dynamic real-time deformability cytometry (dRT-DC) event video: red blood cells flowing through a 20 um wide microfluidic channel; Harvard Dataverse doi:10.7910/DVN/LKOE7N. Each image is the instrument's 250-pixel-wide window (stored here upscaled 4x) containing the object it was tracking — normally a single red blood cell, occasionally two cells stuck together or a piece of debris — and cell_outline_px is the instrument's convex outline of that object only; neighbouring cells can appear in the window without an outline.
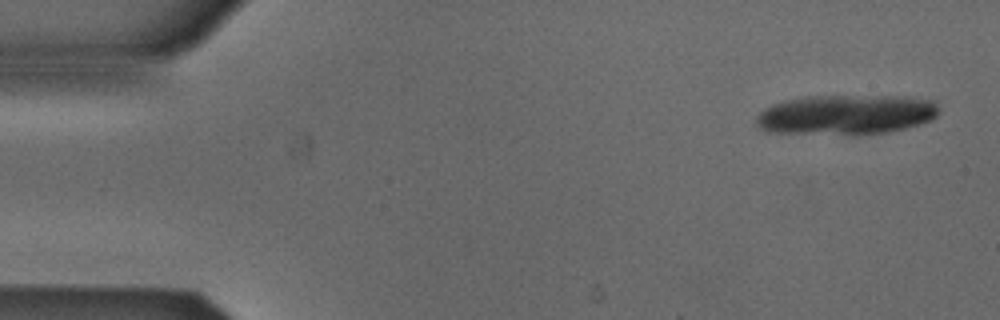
{"species": "Egyptian fruit bat (a non-hibernating species)", "species_latin": "Rousettus aegyptiacus", "temperature_condition": "cold", "stored_images_in_passage": 5, "segment_of_instrument_passage": [1, 2], "camera_frame_rate_fps": 3000, "um_per_image_px": 0.085, "animal": {"sex": "male"}, "frame": {"image": 1, "passage_image": 1, "time_ms": 0.0, "image_size_px": [1000, 320], "cell_outline_px": [[940, 112], [932, 120], [920, 124], [888, 132], [856, 136], [852, 136], [764, 132], [756, 128], [756, 116], [764, 108], [772, 104], [788, 100], [808, 96], [896, 96], [932, 100], [936, 104]], "centroid_in_image_um": [71.86, 9.78], "position_along_channel_um": 13.1, "area_um2": 43.35}}